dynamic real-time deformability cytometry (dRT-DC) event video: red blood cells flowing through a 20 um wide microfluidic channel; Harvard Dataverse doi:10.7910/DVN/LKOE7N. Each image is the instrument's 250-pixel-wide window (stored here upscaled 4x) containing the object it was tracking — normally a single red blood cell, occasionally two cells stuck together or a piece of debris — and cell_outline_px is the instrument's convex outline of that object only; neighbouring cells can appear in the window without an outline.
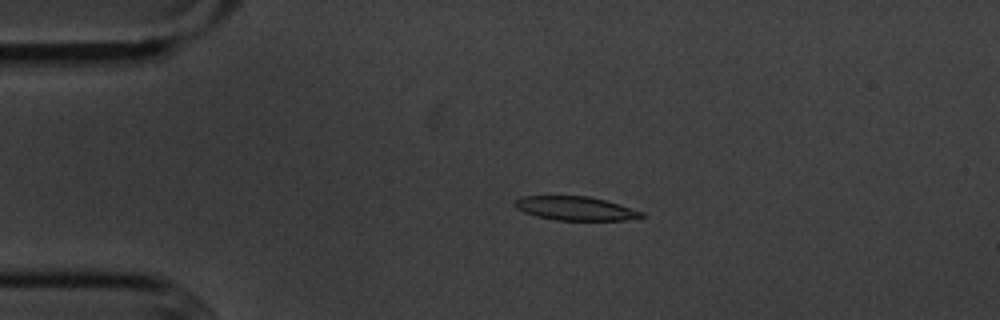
{"species": "common noctule bat (a hibernating species)", "species_latin": "Nyctalus noctula", "temperature_condition": "cold", "stored_images_in_passage": 55, "camera_frame_rate_fps": 3000, "um_per_image_px": 0.085, "animal": {"sex": "male", "body_mass_g": 20.1, "forearm_length_mm": 53.5}, "frame": {"image": 1, "passage_image": 11, "time_ms": 3.333, "image_size_px": [1000, 320], "cell_outline_px": [[648, 216], [624, 220], [556, 220], [536, 216], [524, 212], [516, 208], [512, 204], [512, 200], [520, 196], [588, 196], [604, 200], [644, 212]], "centroid_in_image_um": [48.86, 17.71], "position_along_channel_um": 36.1, "area_um2": 17.69}}
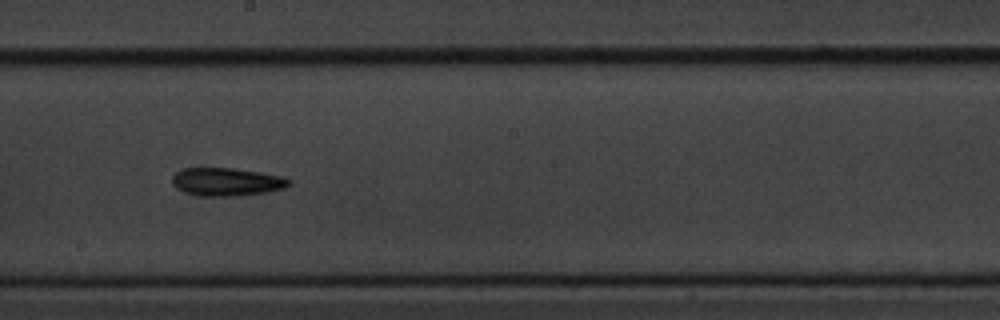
{"frame": {"image": 2, "passage_image": 30, "time_ms": 9.667, "image_size_px": [1000, 320], "cell_outline_px": [[288, 184], [284, 188], [268, 192], [236, 196], [200, 196], [184, 192], [176, 188], [172, 184], [172, 176], [176, 172], [184, 168], [232, 168], [260, 172], [280, 176], [288, 180]], "centroid_in_image_um": [19.2, 15.46], "position_along_channel_um": 229.0, "area_um2": 19.02}}
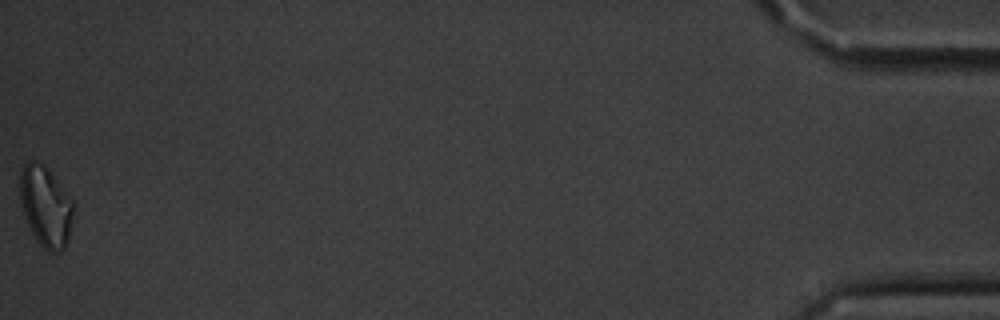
{"frame": {"image": 3, "passage_image": 55, "time_ms": 18.0, "image_size_px": [1000, 320], "cell_outline_px": [[72, 212], [68, 240], [64, 248], [60, 252], [48, 252], [36, 240], [24, 216], [20, 204], [20, 172], [24, 160], [36, 160], [44, 164], [48, 168], [72, 200]], "centroid_in_image_um": [3.84, 17.5], "position_along_channel_um": 431.4, "area_um2": 25.09}, "authors_computed_cell_mechanics": {"area_um2": 18.3226, "velocity_mm_per_s": 3.5834, "shape_relaxation_time_tau1_ms": 8.4382, "shape_relaxation_time_tau2_ms": null, "deformation_change_tau1": 0.1771, "deformation_change_tau2": null}}